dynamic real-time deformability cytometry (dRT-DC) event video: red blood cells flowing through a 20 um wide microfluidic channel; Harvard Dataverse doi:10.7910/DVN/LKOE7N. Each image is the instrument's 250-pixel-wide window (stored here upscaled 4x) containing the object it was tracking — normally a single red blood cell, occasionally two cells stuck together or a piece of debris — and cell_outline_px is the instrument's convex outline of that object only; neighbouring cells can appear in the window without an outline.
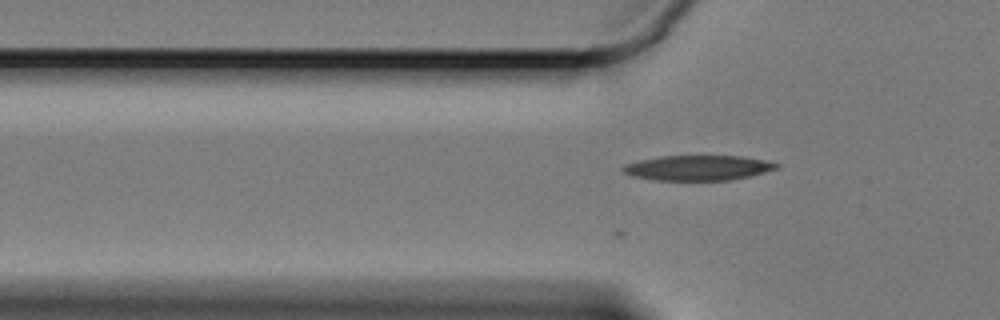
{"species": "Egyptian fruit bat (a non-hibernating species)", "species_latin": "Rousettus aegyptiacus", "temperature_condition": "cold", "stored_images_in_passage": 22, "camera_frame_rate_fps": 3000, "um_per_image_px": 0.085, "animal": {"sex": "female"}, "frame": {"image": 1, "passage_image": 6, "time_ms": 1.667, "image_size_px": [1000, 320], "cell_outline_px": [[780, 168], [732, 180], [652, 180], [632, 176], [624, 172], [620, 168], [624, 164], [640, 160], [660, 156], [740, 156], [764, 160], [780, 164]], "centroid_in_image_um": [59.3, 14.27], "position_along_channel_um": 66.5, "area_um2": 22.43}}
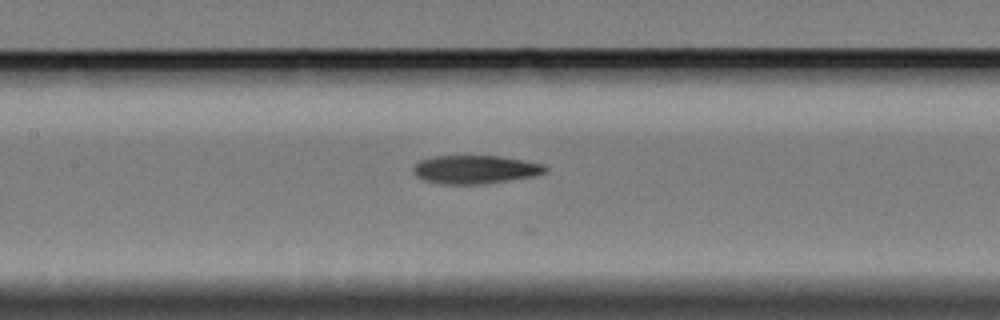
{"frame": {"image": 2, "passage_image": 15, "time_ms": 4.667, "image_size_px": [1000, 320], "cell_outline_px": [[548, 172], [536, 176], [484, 184], [440, 184], [424, 180], [416, 176], [412, 172], [412, 168], [420, 160], [436, 156], [500, 156], [524, 160], [544, 164], [548, 168]], "centroid_in_image_um": [40.43, 14.41], "position_along_channel_um": 167.0, "area_um2": 22.08}}
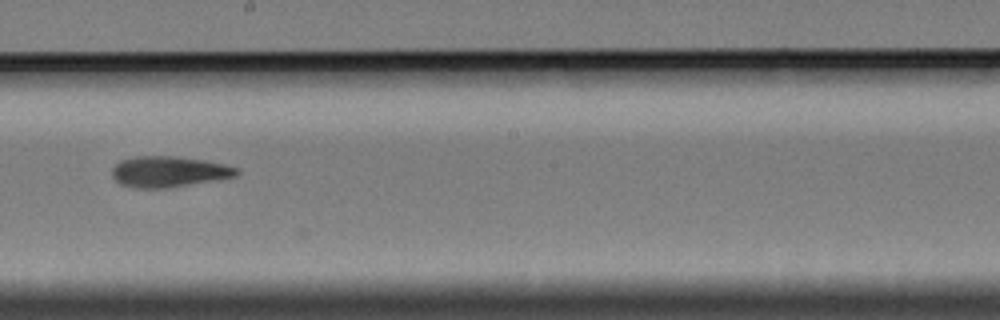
{"frame": {"image": 3, "passage_image": 21, "time_ms": 6.667, "image_size_px": [1000, 320], "cell_outline_px": [[240, 172], [236, 176], [216, 180], [168, 188], [132, 188], [120, 184], [112, 176], [112, 168], [120, 160], [136, 156], [176, 156], [204, 160], [224, 164], [240, 168]], "centroid_in_image_um": [14.35, 14.59], "position_along_channel_um": 233.8, "area_um2": 22.6}}